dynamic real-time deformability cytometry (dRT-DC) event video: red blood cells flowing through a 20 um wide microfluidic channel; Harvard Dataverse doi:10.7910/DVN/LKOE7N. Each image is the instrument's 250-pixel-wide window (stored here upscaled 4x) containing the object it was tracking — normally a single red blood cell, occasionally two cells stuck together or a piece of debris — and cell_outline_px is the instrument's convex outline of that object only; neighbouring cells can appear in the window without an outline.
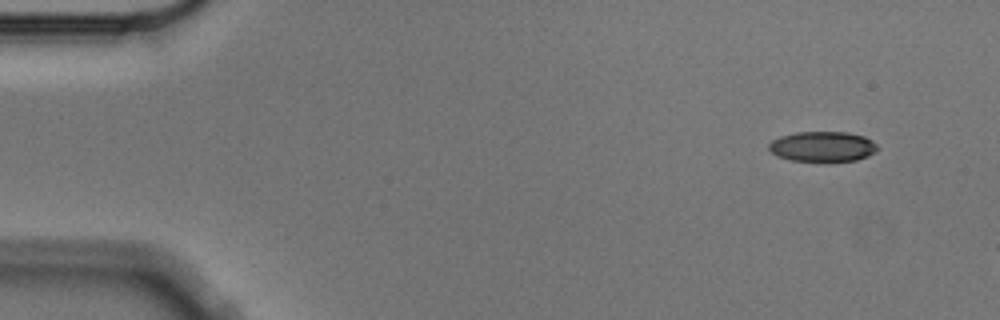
{"species": "Egyptian fruit bat (a non-hibernating species)", "species_latin": "Rousettus aegyptiacus", "temperature_condition": "cold", "stored_images_in_passage": 3, "camera_frame_rate_fps": 3000, "um_per_image_px": 0.085, "animal": {"sex": "male"}, "frame": {"image": 1, "passage_image": 1, "time_ms": 0.0, "image_size_px": [1000, 320], "cell_outline_px": [[880, 148], [876, 152], [868, 156], [856, 160], [792, 160], [776, 156], [768, 148], [768, 144], [772, 140], [780, 136], [796, 132], [848, 132], [864, 136], [872, 140]], "centroid_in_image_um": [69.93, 12.43], "position_along_channel_um": 15.1, "area_um2": 19.02}}